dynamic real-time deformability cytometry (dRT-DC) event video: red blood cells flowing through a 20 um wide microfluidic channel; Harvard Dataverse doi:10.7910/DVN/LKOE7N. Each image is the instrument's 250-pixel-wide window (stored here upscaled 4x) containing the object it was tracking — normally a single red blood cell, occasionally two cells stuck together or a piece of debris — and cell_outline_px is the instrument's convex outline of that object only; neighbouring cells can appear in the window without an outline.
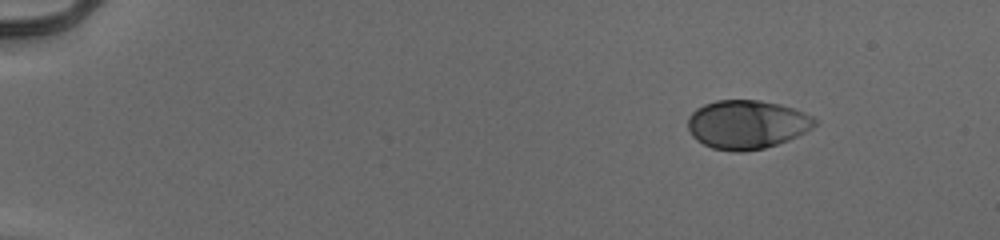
{"species": "human", "species_latin": "Homo sapiens", "temperature_condition": "cold", "stored_images_in_passage": 48, "camera_frame_rate_fps": 3000, "um_per_image_px": 0.085, "donor": {"sex": "male"}, "frame": {"image": 1, "passage_image": 1, "time_ms": 0.0, "image_size_px": [1000, 240], "cell_outline_px": [[816, 124], [812, 128], [788, 140], [764, 148], [744, 152], [732, 152], [712, 148], [696, 140], [692, 136], [688, 128], [688, 116], [696, 108], [704, 104], [716, 100], [760, 100], [780, 104], [804, 112], [812, 116], [816, 120]], "centroid_in_image_um": [63.45, 10.58], "position_along_channel_um": 21.5, "area_um2": 36.13}}
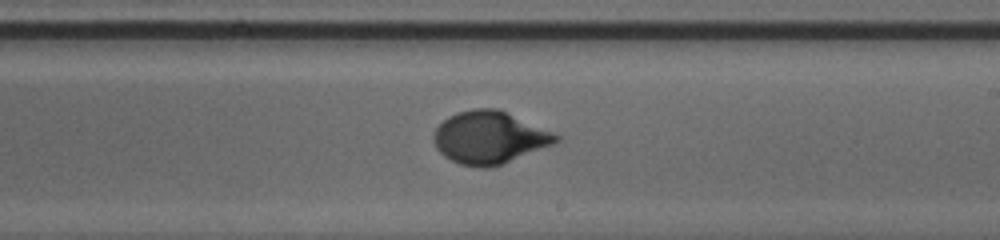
{"frame": {"image": 2, "passage_image": 28, "time_ms": 9.0, "image_size_px": [1000, 240], "cell_outline_px": [[560, 140], [552, 144], [500, 164], [488, 168], [480, 168], [460, 164], [444, 156], [436, 148], [432, 140], [432, 136], [436, 128], [448, 116], [456, 112], [472, 108], [496, 108], [552, 132], [560, 136]], "centroid_in_image_um": [41.53, 11.68], "position_along_channel_um": 247.5, "area_um2": 36.88}}
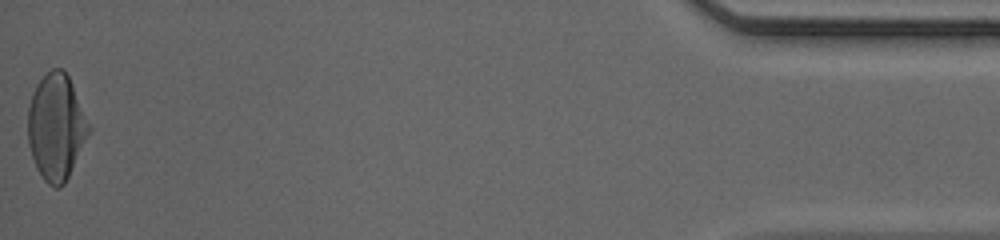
{"frame": {"image": 3, "passage_image": 48, "time_ms": 15.667, "image_size_px": [1000, 240], "cell_outline_px": [[92, 128], [64, 184], [60, 188], [56, 188], [48, 184], [44, 180], [36, 168], [28, 144], [28, 108], [32, 92], [36, 84], [52, 68], [64, 68], [68, 76]], "centroid_in_image_um": [4.77, 10.79], "position_along_channel_um": 430.4, "area_um2": 37.57}, "authors_computed_cell_mechanics": {"area_um2": 36.0961, "velocity_mm_per_s": 3.9568, "shape_relaxation_time_tau1_ms": 3.1763, "shape_relaxation_time_tau2_ms": null, "deformation_change_tau1": 0.1771, "deformation_change_tau2": null}}